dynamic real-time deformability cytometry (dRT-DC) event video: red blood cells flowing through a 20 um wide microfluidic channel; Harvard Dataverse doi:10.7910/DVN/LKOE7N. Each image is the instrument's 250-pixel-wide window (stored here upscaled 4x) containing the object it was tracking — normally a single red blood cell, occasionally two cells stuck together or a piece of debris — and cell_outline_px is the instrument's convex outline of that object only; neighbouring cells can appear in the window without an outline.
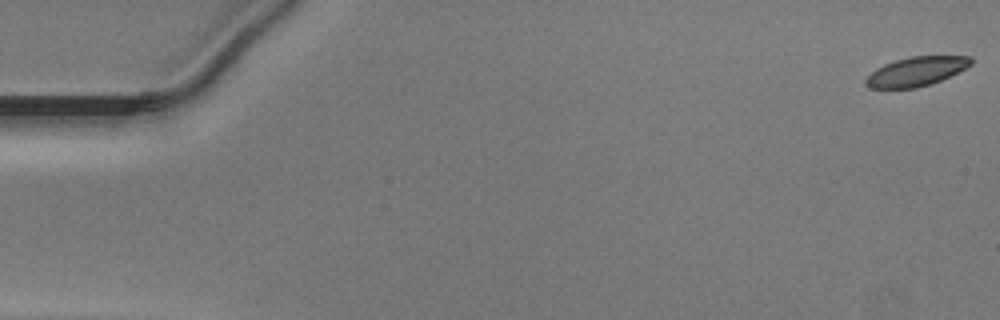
{"species": "Egyptian fruit bat (a non-hibernating species)", "species_latin": "Rousettus aegyptiacus", "temperature_condition": "warm", "stored_images_in_passage": 8, "camera_frame_rate_fps": 3000, "um_per_image_px": 0.085, "animal": {"sex": "male"}, "frame": {"image": 1, "passage_image": 1, "time_ms": 0.0, "image_size_px": [1000, 320], "cell_outline_px": [[972, 64], [940, 80], [916, 88], [872, 88], [864, 84], [864, 80], [876, 68], [884, 64], [908, 56], [972, 56]], "centroid_in_image_um": [77.85, 6.06], "position_along_channel_um": 7.2, "area_um2": 17.63}}